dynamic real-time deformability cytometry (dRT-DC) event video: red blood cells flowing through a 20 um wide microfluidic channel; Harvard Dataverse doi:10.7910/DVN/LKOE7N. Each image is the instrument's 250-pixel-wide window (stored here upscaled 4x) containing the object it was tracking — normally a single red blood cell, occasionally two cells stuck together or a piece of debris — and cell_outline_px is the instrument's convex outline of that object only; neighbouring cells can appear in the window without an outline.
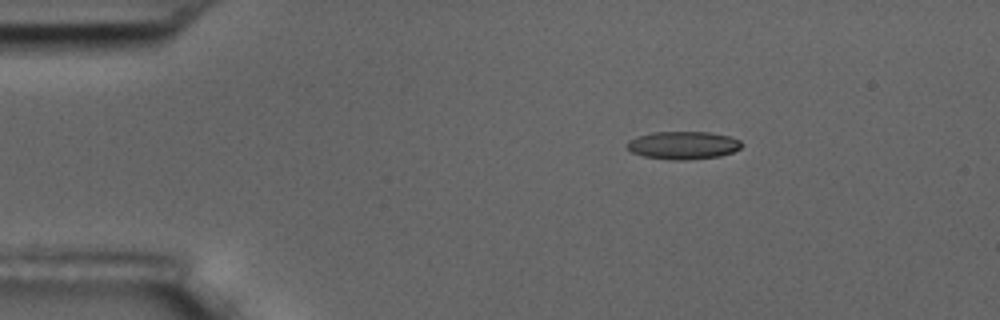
{"species": "common noctule bat (a hibernating species)", "species_latin": "Nyctalus noctula", "temperature_condition": "room temperature", "stored_images_in_passage": 3, "camera_frame_rate_fps": 3000, "um_per_image_px": 0.085, "animal": {"sex": "male", "body_mass_g": 17.5, "forearm_length_mm": 52.3}, "frame": {"image": 1, "passage_image": 1, "time_ms": 0.0, "image_size_px": [1000, 320], "cell_outline_px": [[744, 144], [740, 148], [732, 152], [720, 156], [684, 160], [672, 160], [644, 156], [632, 152], [628, 148], [628, 140], [636, 136], [652, 132], [708, 132], [728, 136], [740, 140]], "centroid_in_image_um": [58.07, 12.34], "position_along_channel_um": 26.9, "area_um2": 18.55}}